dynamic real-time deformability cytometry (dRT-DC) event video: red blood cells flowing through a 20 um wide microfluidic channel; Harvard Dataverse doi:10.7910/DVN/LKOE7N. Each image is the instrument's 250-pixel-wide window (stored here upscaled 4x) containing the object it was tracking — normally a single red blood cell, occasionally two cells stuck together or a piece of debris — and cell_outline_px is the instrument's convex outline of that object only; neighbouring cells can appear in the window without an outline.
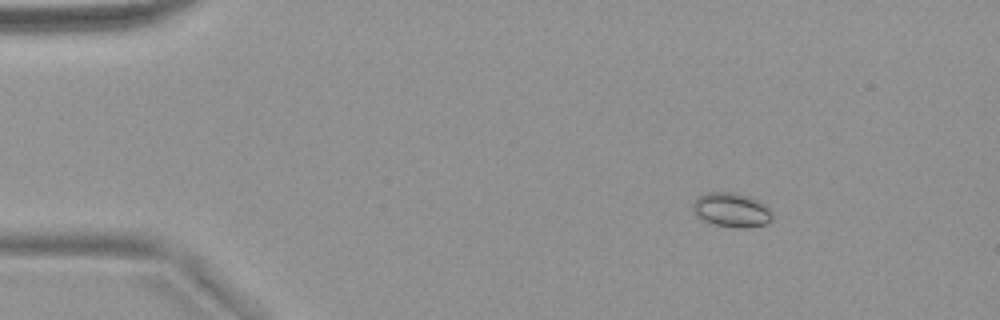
{"species": "common noctule bat (a hibernating species)", "species_latin": "Nyctalus noctula", "temperature_condition": "warm", "stored_images_in_passage": 52, "camera_frame_rate_fps": 3000, "um_per_image_px": 0.085, "animal": {"sex": "female", "body_mass_g": 18.4}, "frame": {"image": 1, "passage_image": 6, "time_ms": 1.667, "image_size_px": [1000, 320], "cell_outline_px": [[772, 220], [768, 224], [744, 228], [736, 228], [716, 224], [704, 220], [696, 216], [692, 204], [696, 196], [708, 192], [736, 192], [748, 196], [764, 204], [768, 208], [772, 216]], "centroid_in_image_um": [62.17, 17.84], "position_along_channel_um": 22.8, "area_um2": 15.9}}
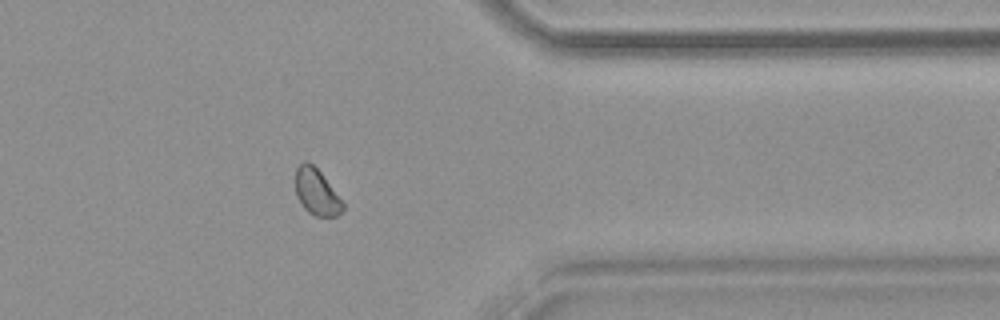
{"frame": {"image": 2, "passage_image": 42, "time_ms": 13.667, "image_size_px": [1000, 320], "cell_outline_px": [[344, 208], [336, 216], [316, 216], [308, 212], [304, 208], [296, 196], [296, 168], [304, 160], [308, 160], [320, 172], [344, 204]], "centroid_in_image_um": [26.88, 16.31], "position_along_channel_um": 384.5, "area_um2": 12.48}}
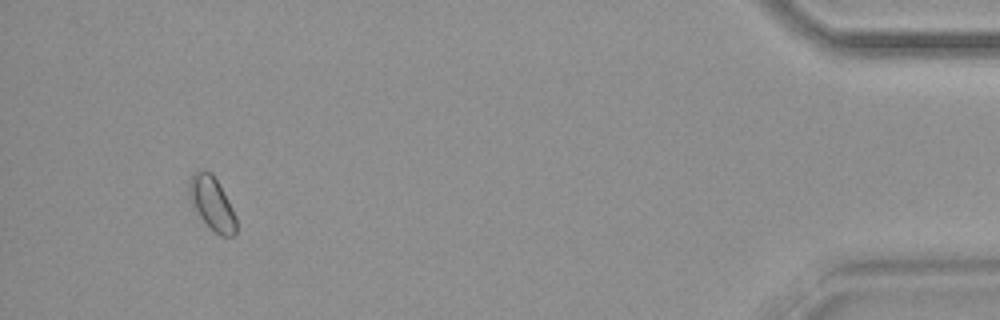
{"frame": {"image": 3, "passage_image": 49, "time_ms": 16.0, "image_size_px": [1000, 320], "cell_outline_px": [[236, 236], [220, 236], [200, 216], [188, 196], [188, 184], [192, 172], [212, 172], [232, 208], [236, 216]], "centroid_in_image_um": [18.02, 17.29], "position_along_channel_um": 417.2, "area_um2": 14.22}}